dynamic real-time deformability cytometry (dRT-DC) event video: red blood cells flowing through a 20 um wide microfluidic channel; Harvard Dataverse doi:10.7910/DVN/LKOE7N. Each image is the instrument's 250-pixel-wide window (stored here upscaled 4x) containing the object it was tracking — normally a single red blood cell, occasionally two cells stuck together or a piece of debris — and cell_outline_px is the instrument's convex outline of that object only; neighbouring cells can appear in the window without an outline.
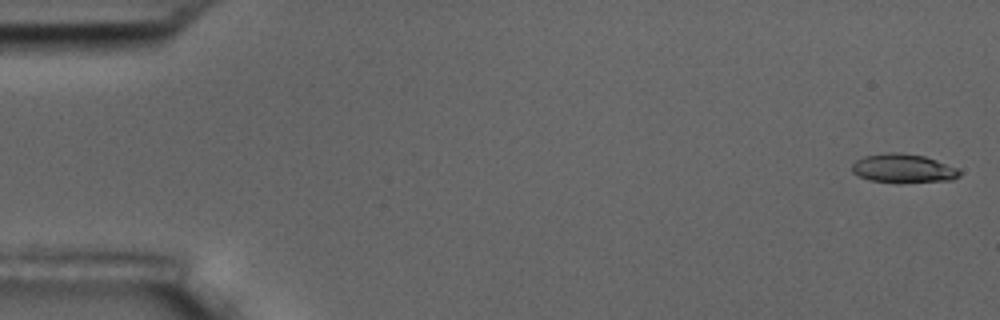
{"species": "common noctule bat (a hibernating species)", "species_latin": "Nyctalus noctula", "temperature_condition": "room temperature", "stored_images_in_passage": 7, "camera_frame_rate_fps": 3000, "um_per_image_px": 0.085, "animal": {"sex": "male", "body_mass_g": 17.5, "forearm_length_mm": 52.3}, "frame": {"image": 1, "passage_image": 1, "time_ms": 0.0, "image_size_px": [1000, 320], "cell_outline_px": [[960, 176], [952, 180], [900, 184], [896, 184], [868, 180], [852, 172], [852, 164], [856, 160], [864, 156], [888, 152], [900, 152], [924, 156], [936, 160], [956, 168], [960, 172]], "centroid_in_image_um": [76.75, 14.34], "position_along_channel_um": 8.2, "area_um2": 18.44}}
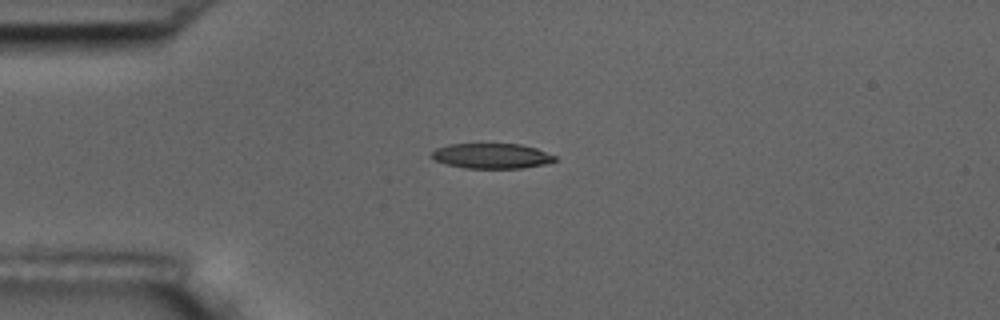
{"frame": {"image": 2, "passage_image": 4, "time_ms": 4.333, "image_size_px": [1000, 320], "cell_outline_px": [[556, 160], [544, 164], [524, 168], [464, 168], [448, 164], [436, 160], [432, 156], [432, 152], [436, 148], [448, 144], [520, 144], [536, 148], [556, 156]], "centroid_in_image_um": [41.81, 13.25], "position_along_channel_um": 43.2, "area_um2": 17.92}}